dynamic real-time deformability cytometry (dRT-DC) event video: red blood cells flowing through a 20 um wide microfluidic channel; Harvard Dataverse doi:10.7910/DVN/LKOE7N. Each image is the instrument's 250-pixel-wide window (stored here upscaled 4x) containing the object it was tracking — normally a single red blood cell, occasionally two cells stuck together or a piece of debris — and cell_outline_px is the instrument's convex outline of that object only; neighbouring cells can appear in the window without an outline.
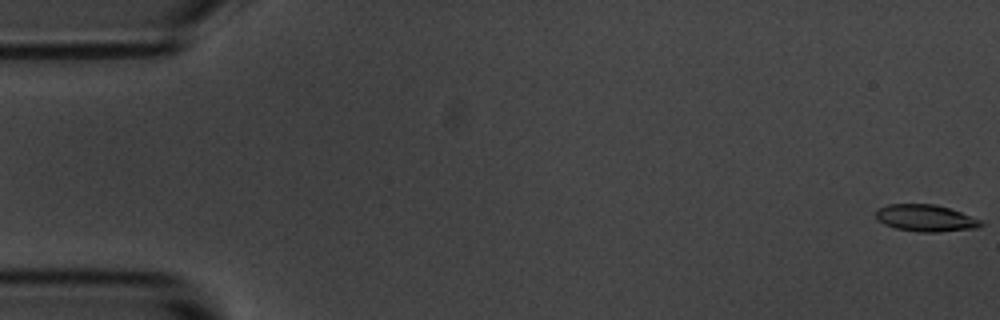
{"species": "common noctule bat (a hibernating species)", "species_latin": "Nyctalus noctula", "temperature_condition": "room temperature", "stored_images_in_passage": 55, "camera_frame_rate_fps": 3000, "um_per_image_px": 0.085, "animal": {"sex": "male", "body_mass_g": 20.1, "forearm_length_mm": 53.5}, "frame": {"image": 1, "passage_image": 1, "time_ms": 0.0, "image_size_px": [1000, 320], "cell_outline_px": [[984, 224], [976, 228], [936, 232], [920, 232], [896, 228], [884, 224], [876, 216], [876, 208], [888, 204], [936, 204], [984, 220]], "centroid_in_image_um": [78.7, 18.53], "position_along_channel_um": 6.3, "area_um2": 16.42}}
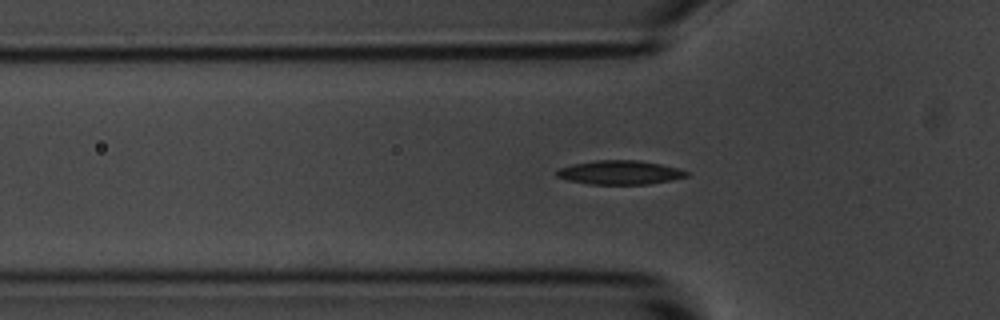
{"frame": {"image": 2, "passage_image": 18, "time_ms": 5.667, "image_size_px": [1000, 320], "cell_outline_px": [[688, 176], [672, 180], [648, 184], [588, 184], [568, 180], [556, 176], [556, 168], [572, 164], [596, 160], [640, 160], [660, 164], [676, 168], [688, 172]], "centroid_in_image_um": [52.64, 14.66], "position_along_channel_um": 73.2, "area_um2": 18.15}}
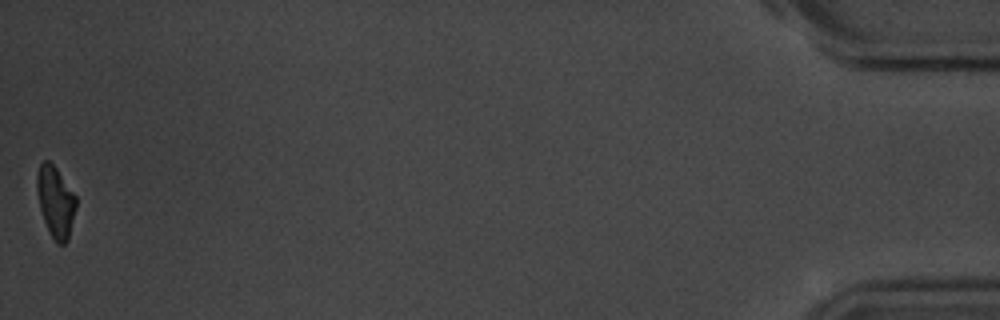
{"frame": {"image": 3, "passage_image": 55, "time_ms": 18.0, "image_size_px": [1000, 320], "cell_outline_px": [[76, 208], [68, 240], [64, 244], [56, 244], [48, 232], [40, 208], [36, 192], [36, 176], [40, 164], [44, 160], [48, 160], [56, 168], [76, 196]], "centroid_in_image_um": [4.71, 17.17], "position_along_channel_um": 430.5, "area_um2": 16.3}, "authors_computed_cell_mechanics": {"area_um2": 17.34, "velocity_mm_per_s": 3.6824, "shape_relaxation_time_tau1_ms": 2.4587, "shape_relaxation_time_tau2_ms": 3.7961, "deformation_change_tau1": 0.1067, "deformation_change_tau2": 0.1009}}